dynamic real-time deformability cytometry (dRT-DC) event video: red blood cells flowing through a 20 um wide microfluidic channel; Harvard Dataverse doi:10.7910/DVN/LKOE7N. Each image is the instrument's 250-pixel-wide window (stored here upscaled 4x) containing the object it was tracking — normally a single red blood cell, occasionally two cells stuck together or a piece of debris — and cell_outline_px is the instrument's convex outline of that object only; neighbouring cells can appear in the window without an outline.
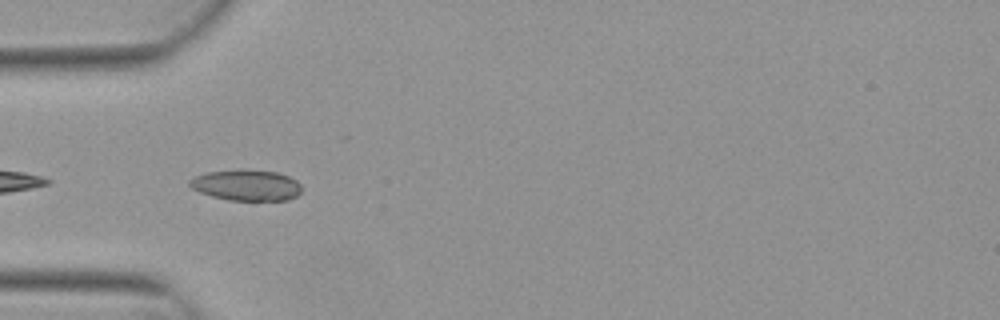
{"species": "Egyptian fruit bat (a non-hibernating species)", "species_latin": "Rousettus aegyptiacus", "temperature_condition": "warm", "stored_images_in_passage": 6, "camera_frame_rate_fps": 3000, "um_per_image_px": 0.085, "animal": {"sex": "female"}, "frame": {"image": 1, "passage_image": 2, "time_ms": 0.333, "image_size_px": [1000, 320], "cell_outline_px": [[300, 192], [296, 196], [288, 200], [228, 200], [212, 196], [200, 192], [192, 188], [188, 184], [188, 180], [204, 172], [240, 168], [244, 168], [276, 172], [288, 176], [296, 180], [300, 184]], "centroid_in_image_um": [20.91, 15.71], "position_along_channel_um": 64.1, "area_um2": 20.46}}
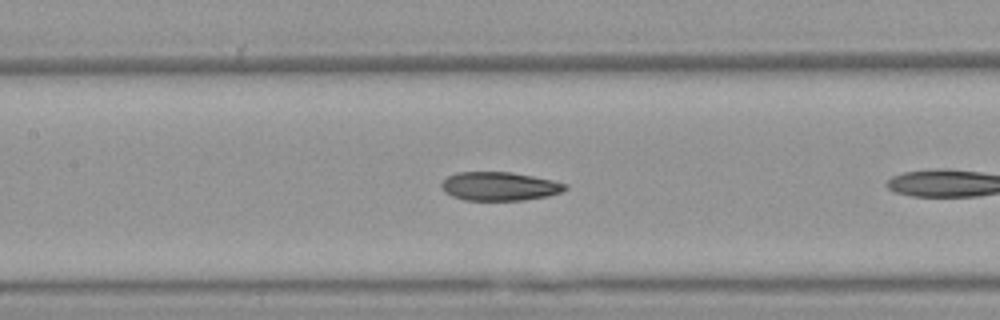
{"frame": {"image": 2, "passage_image": 5, "time_ms": 1.333, "image_size_px": [1000, 320], "cell_outline_px": [[568, 188], [560, 192], [548, 196], [524, 200], [464, 200], [452, 196], [444, 192], [440, 188], [440, 184], [448, 176], [456, 172], [512, 172], [552, 180], [568, 184]], "centroid_in_image_um": [42.43, 15.83], "position_along_channel_um": 165.0, "area_um2": 20.75}}